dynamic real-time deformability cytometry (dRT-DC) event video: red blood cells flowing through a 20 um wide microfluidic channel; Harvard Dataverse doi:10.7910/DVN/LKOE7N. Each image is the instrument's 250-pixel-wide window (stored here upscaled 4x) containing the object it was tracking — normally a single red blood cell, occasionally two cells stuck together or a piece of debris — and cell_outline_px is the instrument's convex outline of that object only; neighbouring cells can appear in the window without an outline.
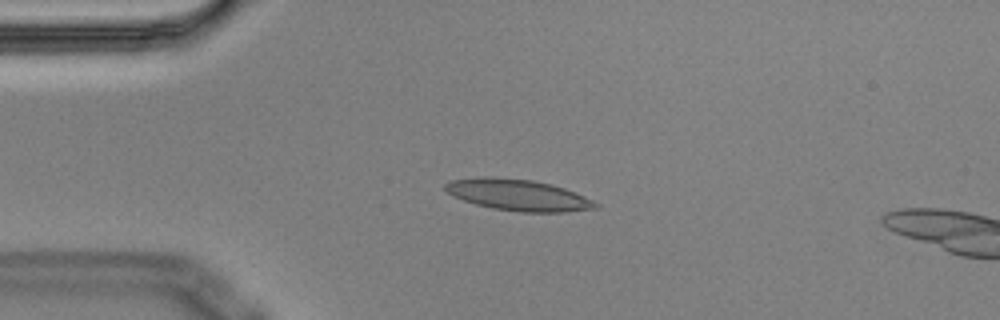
{"species": "Egyptian fruit bat (a non-hibernating species)", "species_latin": "Rousettus aegyptiacus", "temperature_condition": "cold", "stored_images_in_passage": 10, "camera_frame_rate_fps": 3000, "um_per_image_px": 0.085, "animal": {"sex": "male"}, "frame": {"image": 1, "passage_image": 4, "time_ms": 1.0, "image_size_px": [1000, 320], "cell_outline_px": [[600, 208], [564, 212], [520, 212], [492, 208], [476, 204], [464, 200], [448, 192], [444, 188], [444, 184], [448, 180], [480, 176], [488, 176], [532, 180], [552, 184], [564, 188], [584, 196], [600, 204]], "centroid_in_image_um": [44.05, 16.57], "position_along_channel_um": 41.0, "area_um2": 27.51}}